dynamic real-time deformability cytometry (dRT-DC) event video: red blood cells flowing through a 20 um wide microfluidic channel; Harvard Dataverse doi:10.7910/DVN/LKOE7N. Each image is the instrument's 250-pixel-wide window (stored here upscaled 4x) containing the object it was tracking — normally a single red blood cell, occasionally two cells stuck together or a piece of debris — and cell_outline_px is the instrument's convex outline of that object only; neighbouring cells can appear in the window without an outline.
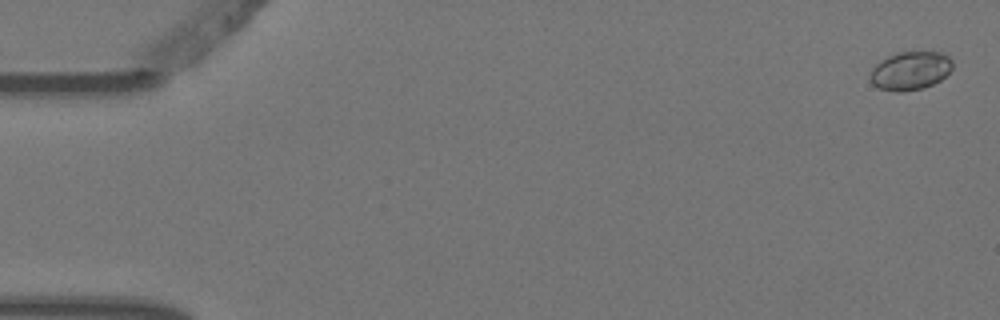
{"species": "Egyptian fruit bat (a non-hibernating species)", "species_latin": "Rousettus aegyptiacus", "temperature_condition": "warm", "stored_images_in_passage": 7, "camera_frame_rate_fps": 3000, "um_per_image_px": 0.085, "animal": {"sex": "female"}, "frame": {"image": 1, "passage_image": 1, "time_ms": 0.0, "image_size_px": [1000, 320], "cell_outline_px": [[952, 68], [940, 80], [924, 88], [900, 92], [896, 92], [880, 88], [872, 84], [872, 68], [880, 60], [896, 52], [944, 52], [952, 60]], "centroid_in_image_um": [77.39, 6.0], "position_along_channel_um": 7.6, "area_um2": 18.32}}
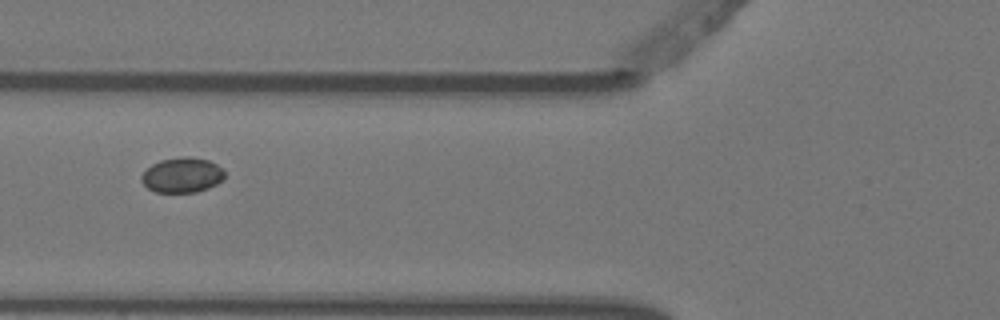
{"frame": {"image": 2, "passage_image": 6, "time_ms": 1.667, "image_size_px": [1000, 320], "cell_outline_px": [[224, 176], [216, 184], [208, 188], [196, 192], [156, 192], [148, 188], [140, 180], [140, 176], [152, 164], [160, 160], [184, 156], [188, 156], [208, 160], [224, 168]], "centroid_in_image_um": [15.47, 14.87], "position_along_channel_um": 110.3, "area_um2": 16.94}}
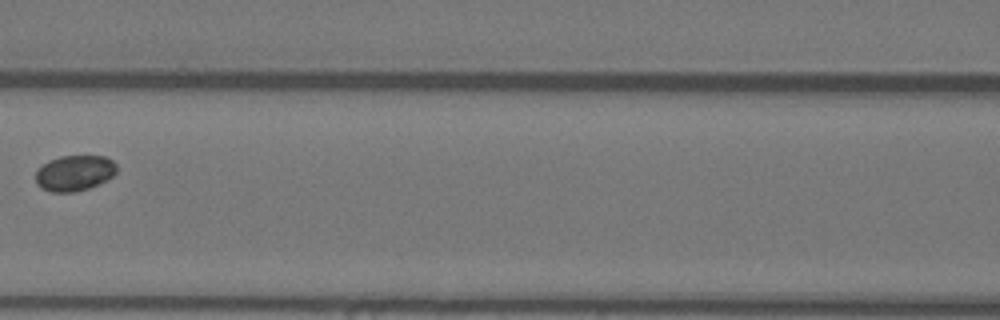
{"frame": {"image": 3, "passage_image": 7, "time_ms": 2.0, "image_size_px": [1000, 320], "cell_outline_px": [[116, 172], [112, 176], [88, 188], [72, 192], [52, 192], [40, 188], [36, 184], [36, 168], [48, 160], [60, 156], [104, 156], [112, 160], [116, 164]], "centroid_in_image_um": [6.27, 14.7], "position_along_channel_um": 160.3, "area_um2": 16.82}}